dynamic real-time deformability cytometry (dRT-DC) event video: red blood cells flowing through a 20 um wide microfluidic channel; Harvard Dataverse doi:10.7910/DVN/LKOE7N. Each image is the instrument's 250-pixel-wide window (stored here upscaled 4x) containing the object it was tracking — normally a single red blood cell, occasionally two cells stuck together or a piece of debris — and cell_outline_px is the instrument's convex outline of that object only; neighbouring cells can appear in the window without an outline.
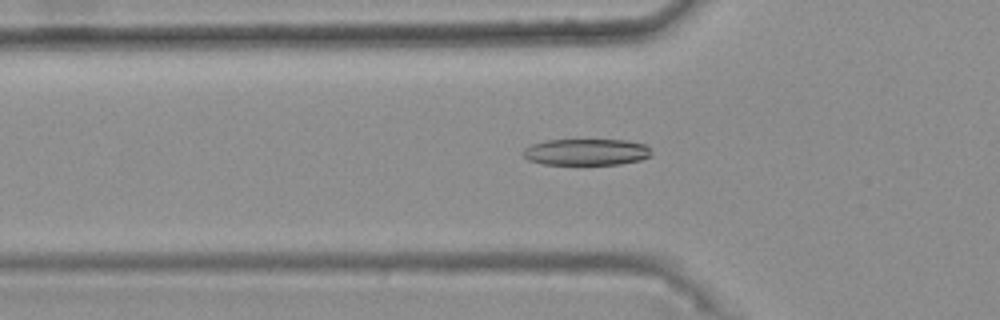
{"species": "common noctule bat (a hibernating species)", "species_latin": "Nyctalus noctula", "temperature_condition": "warm", "stored_images_in_passage": 49, "camera_frame_rate_fps": 3000, "um_per_image_px": 0.085, "animal": {"sex": "female", "body_mass_g": 25.1}, "frame": {"image": 1, "passage_image": 19, "time_ms": 6.0, "image_size_px": [1000, 320], "cell_outline_px": [[652, 156], [640, 160], [620, 164], [544, 164], [528, 160], [520, 152], [524, 148], [532, 144], [544, 140], [624, 140], [644, 144], [652, 152]], "centroid_in_image_um": [49.81, 12.92], "position_along_channel_um": 76.0, "area_um2": 19.83}}
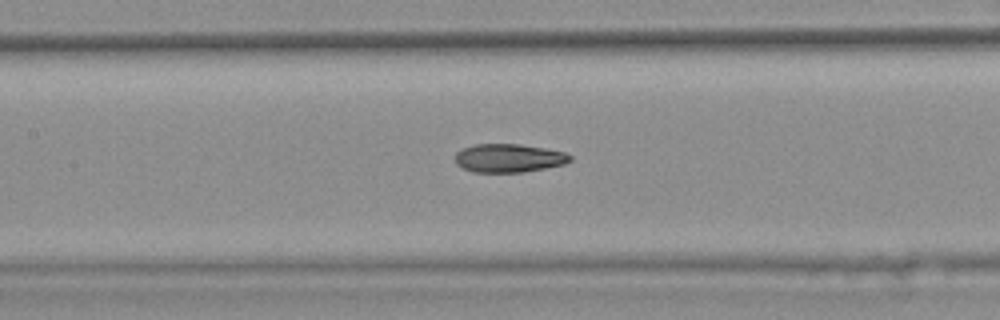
{"frame": {"image": 2, "passage_image": 26, "time_ms": 8.333, "image_size_px": [1000, 320], "cell_outline_px": [[572, 160], [564, 164], [524, 172], [472, 172], [456, 164], [456, 152], [460, 148], [476, 144], [520, 144], [544, 148], [564, 152], [572, 156]], "centroid_in_image_um": [43.23, 13.43], "position_along_channel_um": 164.2, "area_um2": 19.07}}
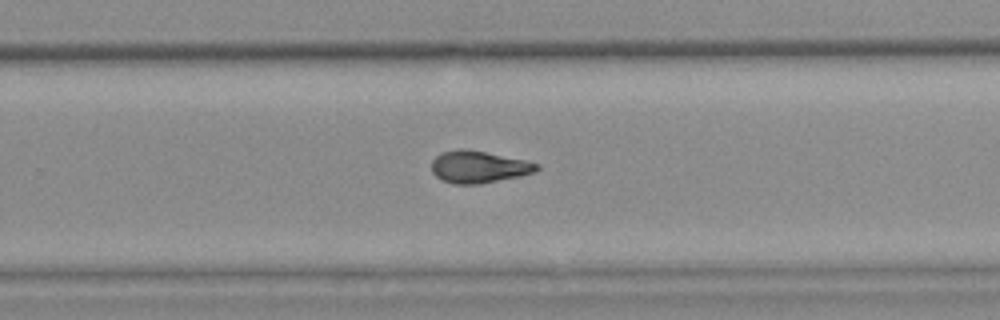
{"frame": {"image": 3, "passage_image": 36, "time_ms": 11.667, "image_size_px": [1000, 320], "cell_outline_px": [[540, 168], [536, 172], [520, 176], [480, 184], [456, 184], [440, 180], [432, 172], [432, 160], [440, 152], [456, 148], [464, 148], [524, 160], [540, 164]], "centroid_in_image_um": [40.66, 14.18], "position_along_channel_um": 289.1, "area_um2": 19.77}, "authors_computed_cell_mechanics": {"area_um2": 19.7676, "velocity_mm_per_s": 3.7646, "shape_relaxation_time_tau1_ms": 10.3215, "shape_relaxation_time_tau2_ms": 2.7619, "deformation_change_tau1": 0.2432, "deformation_change_tau2": 0.1131}}